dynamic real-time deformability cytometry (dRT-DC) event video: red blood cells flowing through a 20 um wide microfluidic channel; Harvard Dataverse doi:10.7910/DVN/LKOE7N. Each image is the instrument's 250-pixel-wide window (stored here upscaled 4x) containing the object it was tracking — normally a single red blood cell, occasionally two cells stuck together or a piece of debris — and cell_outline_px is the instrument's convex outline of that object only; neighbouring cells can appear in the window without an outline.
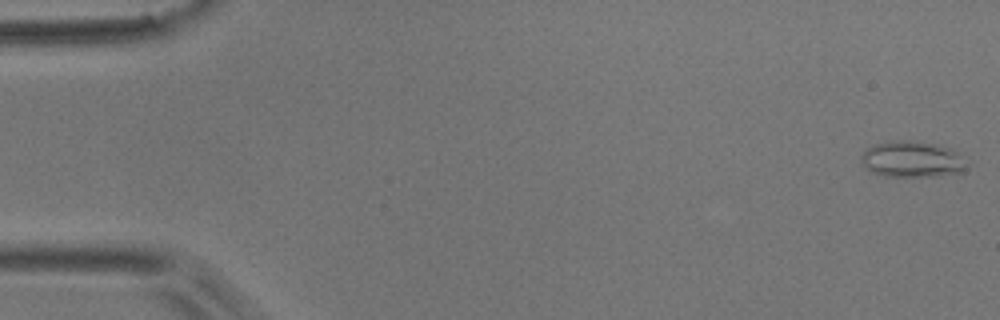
{"species": "common noctule bat (a hibernating species)", "species_latin": "Nyctalus noctula", "temperature_condition": "room temperature", "stored_images_in_passage": 53, "camera_frame_rate_fps": 3000, "um_per_image_px": 0.085, "animal": {"sex": "male", "body_mass_g": 17.9}, "frame": {"image": 1, "passage_image": 1, "time_ms": 0.0, "image_size_px": [1000, 320], "cell_outline_px": [[968, 164], [964, 172], [936, 176], [884, 176], [868, 172], [860, 156], [868, 148], [876, 144], [892, 140], [912, 140], [940, 144], [952, 148]], "centroid_in_image_um": [77.55, 13.53], "position_along_channel_um": 7.5, "area_um2": 22.48}}
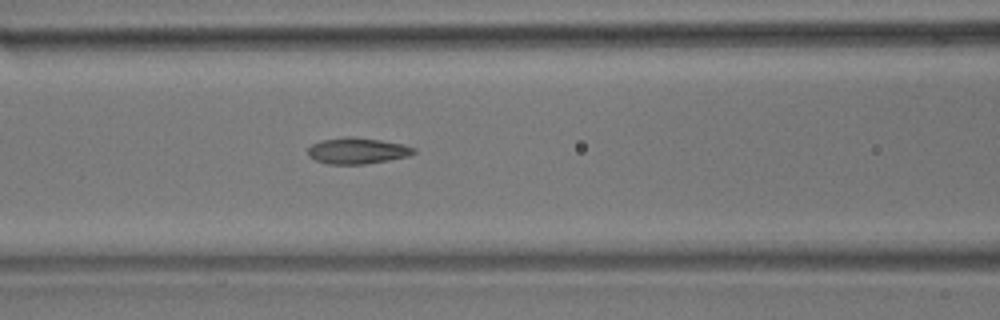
{"frame": {"image": 2, "passage_image": 22, "time_ms": 7.0, "image_size_px": [1000, 320], "cell_outline_px": [[416, 152], [408, 156], [388, 160], [364, 164], [328, 164], [316, 160], [308, 156], [308, 148], [312, 144], [320, 140], [348, 136], [380, 140], [400, 144], [416, 148]], "centroid_in_image_um": [30.34, 12.81], "position_along_channel_um": 136.3, "area_um2": 16.01}}
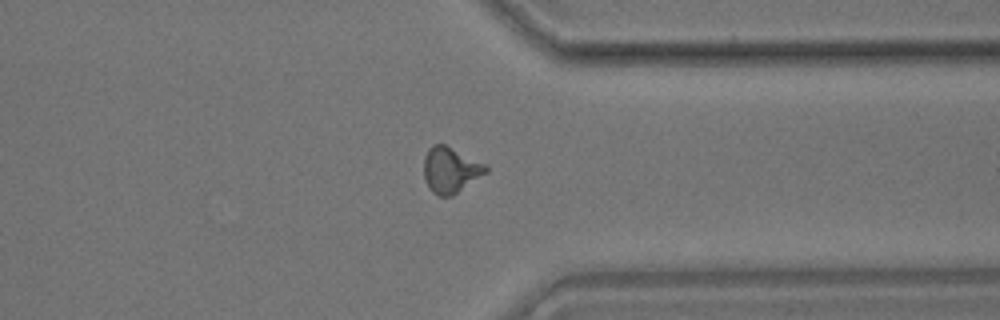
{"frame": {"image": 3, "passage_image": 41, "time_ms": 13.333, "image_size_px": [1000, 320], "cell_outline_px": [[488, 172], [452, 196], [436, 196], [428, 188], [424, 176], [424, 156], [428, 148], [432, 144], [444, 144], [484, 164], [488, 168]], "centroid_in_image_um": [38.26, 14.46], "position_along_channel_um": 373.1, "area_um2": 16.47}, "authors_computed_cell_mechanics": {"area_um2": 15.895, "velocity_mm_per_s": 3.7879, "shape_relaxation_time_tau1_ms": 11.3157, "shape_relaxation_time_tau2_ms": 1.8049, "deformation_change_tau1": 0.2607, "deformation_change_tau2": 0.0885}}